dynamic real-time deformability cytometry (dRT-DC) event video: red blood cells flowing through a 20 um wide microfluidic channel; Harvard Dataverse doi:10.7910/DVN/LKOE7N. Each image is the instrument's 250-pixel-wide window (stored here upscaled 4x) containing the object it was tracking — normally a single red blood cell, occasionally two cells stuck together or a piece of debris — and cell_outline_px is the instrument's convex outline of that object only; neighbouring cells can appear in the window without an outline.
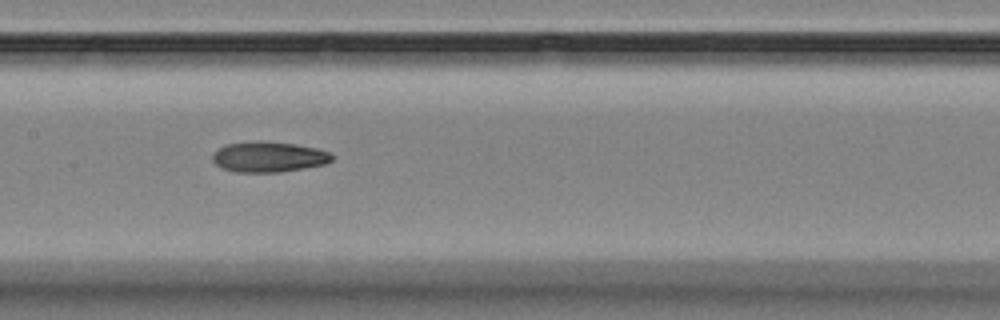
{"species": "Egyptian fruit bat (a non-hibernating species)", "species_latin": "Rousettus aegyptiacus", "temperature_condition": "room temperature", "stored_images_in_passage": 12, "camera_frame_rate_fps": 3000, "um_per_image_px": 0.085, "animal": {"sex": "female"}, "frame": {"image": 1, "passage_image": 9, "time_ms": 9.0, "image_size_px": [1000, 320], "cell_outline_px": [[332, 160], [324, 164], [304, 168], [280, 172], [236, 172], [220, 168], [212, 160], [212, 152], [228, 144], [260, 140], [264, 140], [296, 144], [316, 148], [328, 152], [332, 156]], "centroid_in_image_um": [22.8, 13.33], "position_along_channel_um": 184.6, "area_um2": 21.27}}
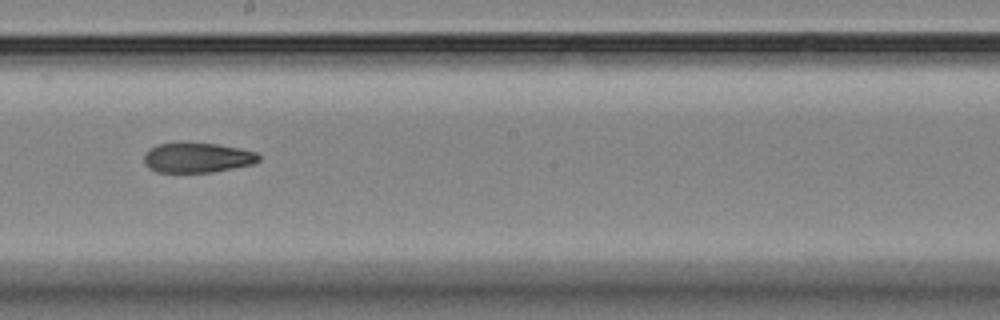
{"frame": {"image": 2, "passage_image": 10, "time_ms": 10.333, "image_size_px": [1000, 320], "cell_outline_px": [[260, 160], [252, 164], [212, 172], [156, 172], [148, 168], [144, 164], [144, 152], [148, 148], [156, 144], [216, 144], [240, 148], [256, 152], [260, 156]], "centroid_in_image_um": [16.73, 13.41], "position_along_channel_um": 231.5, "area_um2": 19.83}}
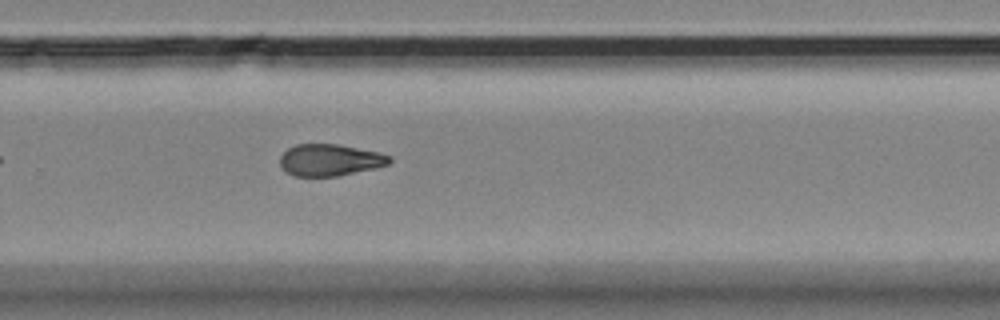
{"frame": {"image": 3, "passage_image": 12, "time_ms": 12.333, "image_size_px": [1000, 320], "cell_outline_px": [[392, 160], [388, 164], [376, 168], [336, 176], [292, 176], [280, 164], [280, 156], [288, 148], [296, 144], [340, 144], [380, 152], [392, 156]], "centroid_in_image_um": [28.08, 13.59], "position_along_channel_um": 301.7, "area_um2": 20.35}}